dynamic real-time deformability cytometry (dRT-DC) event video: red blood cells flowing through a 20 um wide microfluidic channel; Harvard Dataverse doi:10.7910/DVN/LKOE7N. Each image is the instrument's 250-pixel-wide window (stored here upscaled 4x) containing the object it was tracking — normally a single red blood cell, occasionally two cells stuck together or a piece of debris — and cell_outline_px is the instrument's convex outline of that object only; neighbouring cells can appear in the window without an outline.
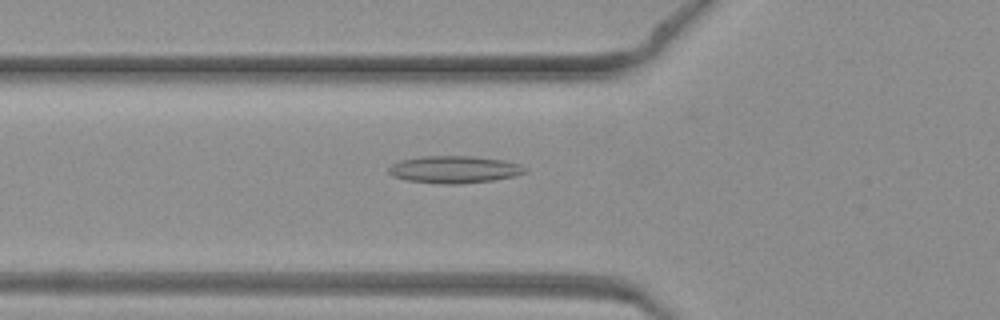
{"species": "common noctule bat (a hibernating species)", "species_latin": "Nyctalus noctula", "temperature_condition": "warm", "stored_images_in_passage": 25, "camera_frame_rate_fps": 3000, "um_per_image_px": 0.085, "animal": {"sex": "female", "body_mass_g": 19.3, "forearm_length_mm": 54.1}, "frame": {"image": 1, "passage_image": 17, "time_ms": 5.333, "image_size_px": [1000, 320], "cell_outline_px": [[528, 172], [516, 176], [492, 180], [460, 184], [444, 184], [408, 180], [392, 176], [388, 172], [388, 168], [392, 164], [400, 160], [424, 156], [472, 156], [504, 160], [520, 164], [528, 168]], "centroid_in_image_um": [38.66, 14.4], "position_along_channel_um": 87.1, "area_um2": 21.73}}
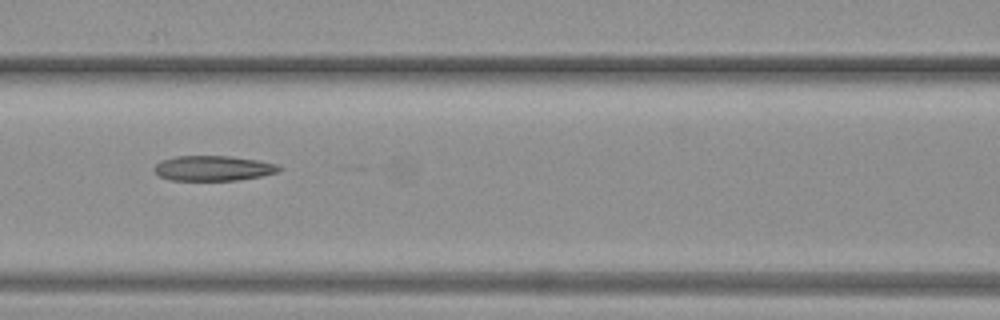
{"frame": {"image": 2, "passage_image": 21, "time_ms": 6.667, "image_size_px": [1000, 320], "cell_outline_px": [[284, 168], [276, 172], [260, 176], [236, 180], [168, 180], [160, 176], [152, 168], [160, 160], [176, 156], [228, 156], [256, 160], [280, 164]], "centroid_in_image_um": [18.11, 14.29], "position_along_channel_um": 148.5, "area_um2": 18.26}}
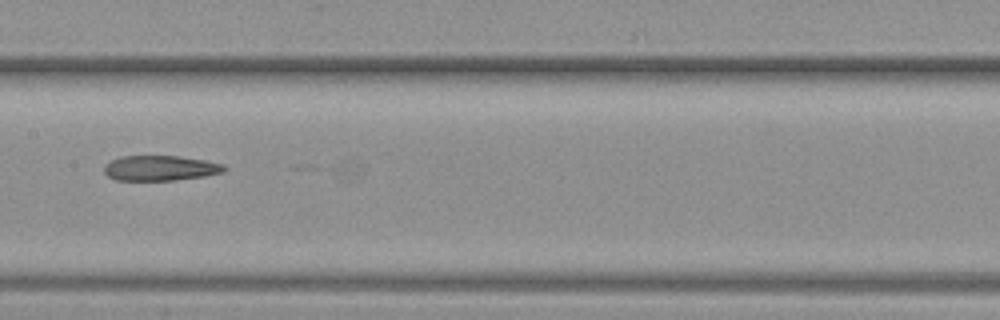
{"frame": {"image": 3, "passage_image": 24, "time_ms": 7.667, "image_size_px": [1000, 320], "cell_outline_px": [[228, 168], [224, 172], [204, 176], [176, 180], [116, 180], [108, 176], [104, 172], [104, 164], [120, 156], [180, 156], [204, 160], [224, 164]], "centroid_in_image_um": [13.63, 14.28], "position_along_channel_um": 193.8, "area_um2": 17.69}}